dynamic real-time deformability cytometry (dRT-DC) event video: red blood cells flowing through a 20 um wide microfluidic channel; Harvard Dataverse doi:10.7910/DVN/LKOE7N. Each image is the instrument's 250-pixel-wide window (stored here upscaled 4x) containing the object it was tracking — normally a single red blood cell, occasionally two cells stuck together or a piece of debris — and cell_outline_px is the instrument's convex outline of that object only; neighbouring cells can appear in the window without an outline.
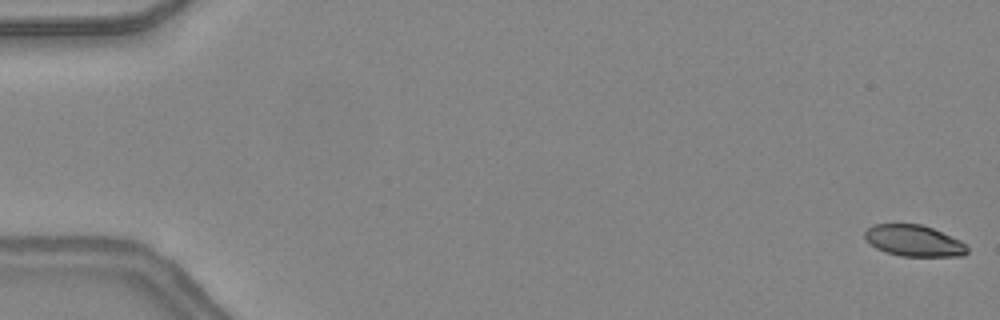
{"species": "common noctule bat (a hibernating species)", "species_latin": "Nyctalus noctula", "temperature_condition": "warm", "stored_images_in_passage": 13, "camera_frame_rate_fps": 3000, "um_per_image_px": 0.085, "animal": {"sex": "female", "body_mass_g": 24.6, "forearm_length_mm": 56.2}, "frame": {"image": 1, "passage_image": 1, "time_ms": 0.0, "image_size_px": [1000, 320], "cell_outline_px": [[968, 252], [964, 256], [900, 256], [884, 252], [876, 248], [864, 236], [864, 232], [872, 224], [920, 224], [932, 228], [960, 240], [968, 248]], "centroid_in_image_um": [77.68, 20.47], "position_along_channel_um": 7.3, "area_um2": 18.61}}